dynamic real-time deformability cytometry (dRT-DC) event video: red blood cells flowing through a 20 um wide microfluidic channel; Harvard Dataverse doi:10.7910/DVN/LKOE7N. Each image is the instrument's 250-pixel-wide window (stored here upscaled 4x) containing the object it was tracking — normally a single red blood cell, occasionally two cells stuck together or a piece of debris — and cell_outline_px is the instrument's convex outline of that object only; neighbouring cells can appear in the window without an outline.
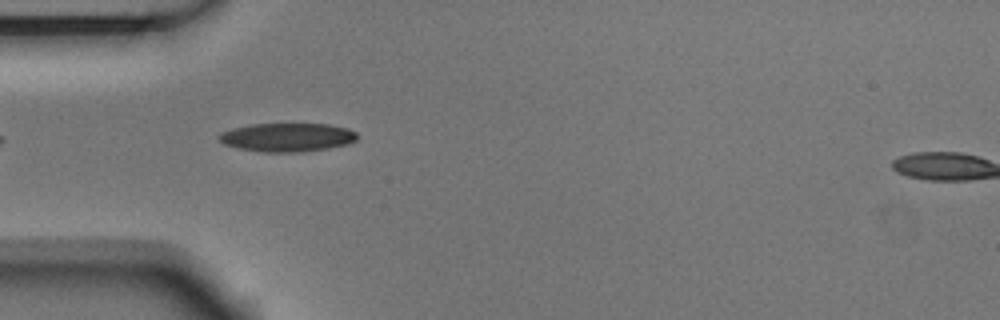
{"species": "Egyptian fruit bat (a non-hibernating species)", "species_latin": "Rousettus aegyptiacus", "temperature_condition": "room temperature", "stored_images_in_passage": 2, "camera_frame_rate_fps": 3000, "um_per_image_px": 0.085, "animal": {"sex": "male"}, "frame": {"image": 1, "passage_image": 1, "time_ms": 0.0, "image_size_px": [1000, 320], "cell_outline_px": [[360, 136], [356, 140], [348, 144], [328, 148], [300, 152], [264, 152], [240, 148], [224, 144], [220, 140], [220, 132], [232, 128], [252, 124], [328, 124], [348, 128], [356, 132]], "centroid_in_image_um": [24.46, 11.66], "position_along_channel_um": 60.5, "area_um2": 23.0}}
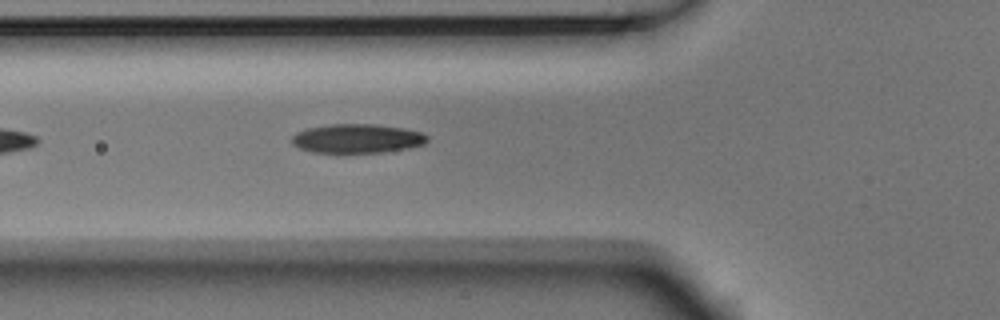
{"frame": {"image": 2, "passage_image": 2, "time_ms": 0.333, "image_size_px": [1000, 320], "cell_outline_px": [[428, 140], [424, 144], [412, 148], [384, 152], [312, 152], [300, 148], [292, 144], [292, 136], [296, 132], [308, 128], [332, 124], [376, 124], [404, 128], [420, 132], [428, 136]], "centroid_in_image_um": [30.39, 11.77], "position_along_channel_um": 95.4, "area_um2": 22.95}}